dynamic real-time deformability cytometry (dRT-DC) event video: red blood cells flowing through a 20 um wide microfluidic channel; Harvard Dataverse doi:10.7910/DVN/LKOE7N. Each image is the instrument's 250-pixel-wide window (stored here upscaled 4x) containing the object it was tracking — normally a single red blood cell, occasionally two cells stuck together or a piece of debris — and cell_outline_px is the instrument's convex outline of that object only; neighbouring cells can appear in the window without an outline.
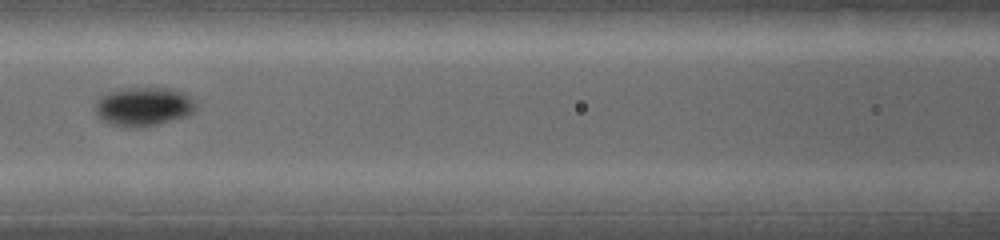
{"species": "common noctule bat (a hibernating species)", "species_latin": "Nyctalus noctula", "temperature_condition": "warm", "stored_images_in_passage": 15, "camera_frame_rate_fps": 5000, "um_per_image_px": 0.085, "animal": {"sex": "female", "body_mass_g": 19.0, "forearm_length_mm": 53.3}, "frame": {"image": 1, "passage_image": 6, "time_ms": 3.6, "image_size_px": [1000, 240], "cell_outline_px": [[196, 108], [188, 116], [156, 124], [108, 124], [96, 112], [96, 104], [104, 96], [112, 92], [140, 88], [168, 88], [180, 92], [192, 100]], "centroid_in_image_um": [12.26, 9.04], "position_along_channel_um": 154.3, "area_um2": 21.1}}
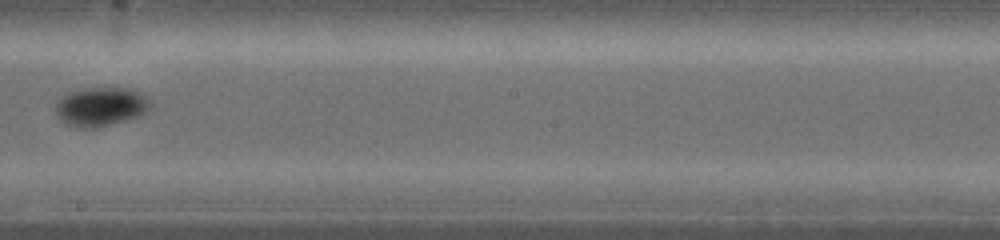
{"frame": {"image": 2, "passage_image": 8, "time_ms": 5.0, "image_size_px": [1000, 240], "cell_outline_px": [[144, 108], [140, 116], [96, 128], [76, 128], [60, 120], [56, 112], [56, 108], [60, 100], [64, 96], [72, 92], [84, 88], [124, 88], [136, 92], [140, 96], [144, 104]], "centroid_in_image_um": [8.42, 9.1], "position_along_channel_um": 239.8, "area_um2": 20.29}}
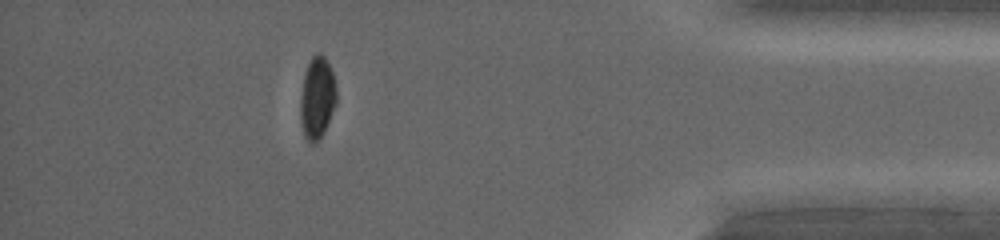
{"frame": {"image": 3, "passage_image": 13, "time_ms": 8.4, "image_size_px": [1000, 240], "cell_outline_px": [[336, 104], [324, 132], [312, 144], [304, 136], [300, 120], [300, 96], [304, 76], [308, 64], [312, 56], [320, 52], [324, 56], [332, 72], [336, 88]], "centroid_in_image_um": [26.95, 8.31], "position_along_channel_um": 408.3, "area_um2": 17.05}}